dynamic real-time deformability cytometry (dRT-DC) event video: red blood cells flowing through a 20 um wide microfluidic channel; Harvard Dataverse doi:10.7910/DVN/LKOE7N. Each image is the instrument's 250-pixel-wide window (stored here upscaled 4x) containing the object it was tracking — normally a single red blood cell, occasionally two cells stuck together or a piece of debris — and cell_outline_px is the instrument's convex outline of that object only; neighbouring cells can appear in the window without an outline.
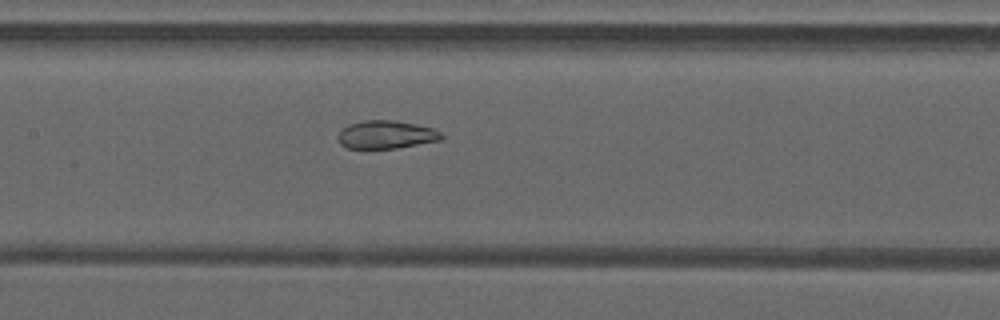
{"species": "common noctule bat (a hibernating species)", "species_latin": "Nyctalus noctula", "temperature_condition": "warm", "stored_images_in_passage": 33, "camera_frame_rate_fps": 3000, "um_per_image_px": 0.085, "animal": {"sex": "male", "forearm_length_mm": 52.5}, "frame": {"image": 1, "passage_image": 8, "time_ms": 2.333, "image_size_px": [1000, 320], "cell_outline_px": [[444, 136], [440, 140], [396, 148], [344, 148], [340, 144], [336, 136], [348, 124], [364, 120], [396, 120], [416, 124], [432, 128], [440, 132]], "centroid_in_image_um": [32.79, 11.44], "position_along_channel_um": 174.6, "area_um2": 16.94}}
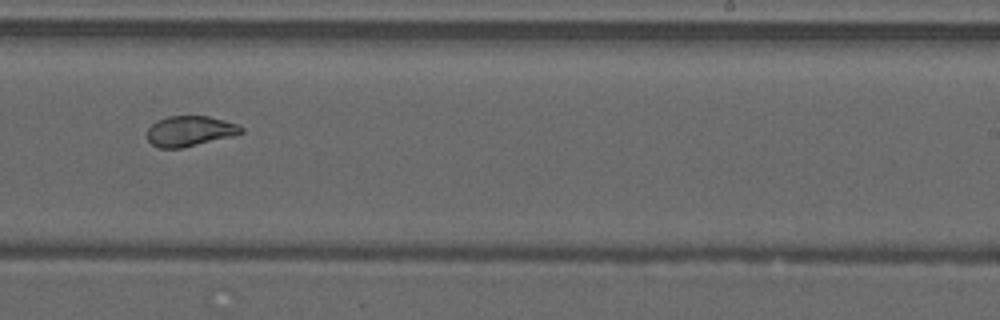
{"frame": {"image": 2, "passage_image": 15, "time_ms": 4.667, "image_size_px": [1000, 320], "cell_outline_px": [[244, 132], [232, 136], [180, 148], [160, 148], [152, 144], [148, 140], [148, 128], [156, 120], [168, 116], [208, 116], [224, 120], [236, 124], [244, 128]], "centroid_in_image_um": [16.13, 11.13], "position_along_channel_um": 272.9, "area_um2": 16.47}}
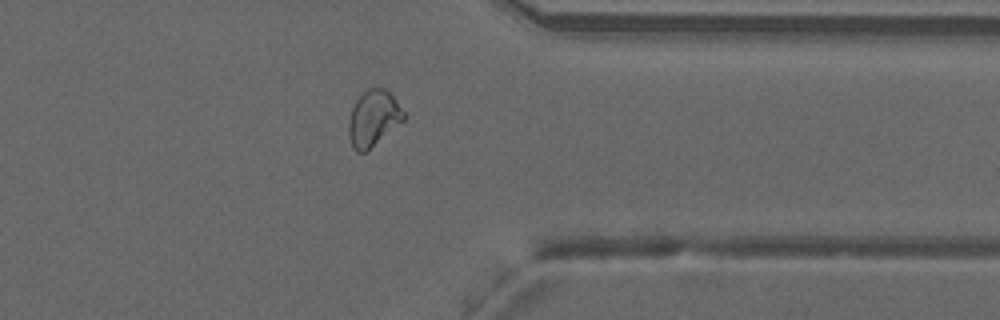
{"frame": {"image": 3, "passage_image": 23, "time_ms": 7.333, "image_size_px": [1000, 320], "cell_outline_px": [[408, 116], [404, 120], [364, 152], [356, 152], [352, 148], [348, 136], [348, 124], [352, 108], [356, 100], [368, 88], [384, 88], [392, 96]], "centroid_in_image_um": [31.72, 10.05], "position_along_channel_um": 379.7, "area_um2": 17.69}}